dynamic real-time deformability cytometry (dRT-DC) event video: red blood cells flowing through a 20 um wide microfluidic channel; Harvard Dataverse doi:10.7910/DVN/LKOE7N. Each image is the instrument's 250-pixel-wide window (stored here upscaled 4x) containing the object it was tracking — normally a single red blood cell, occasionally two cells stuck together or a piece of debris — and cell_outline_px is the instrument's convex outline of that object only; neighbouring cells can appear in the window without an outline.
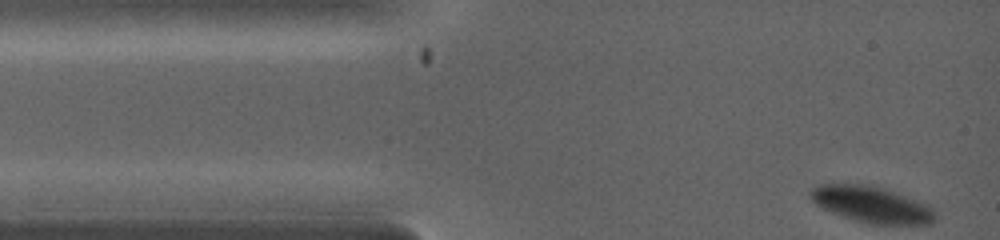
{"species": "common noctule bat (a hibernating species)", "species_latin": "Nyctalus noctula", "temperature_condition": "warm", "stored_images_in_passage": 21, "camera_frame_rate_fps": 5000, "um_per_image_px": 0.085, "animal": {"sex": "female", "body_mass_g": 19.0, "forearm_length_mm": 53.3}, "frame": {"image": 1, "passage_image": 1, "time_ms": 0.0, "image_size_px": [1000, 240], "cell_outline_px": [[936, 220], [932, 224], [868, 224], [832, 212], [816, 204], [812, 200], [808, 192], [816, 184], [832, 180], [868, 184], [928, 204], [936, 212]], "centroid_in_image_um": [74.01, 17.33], "position_along_channel_um": 11.0, "area_um2": 26.88}}
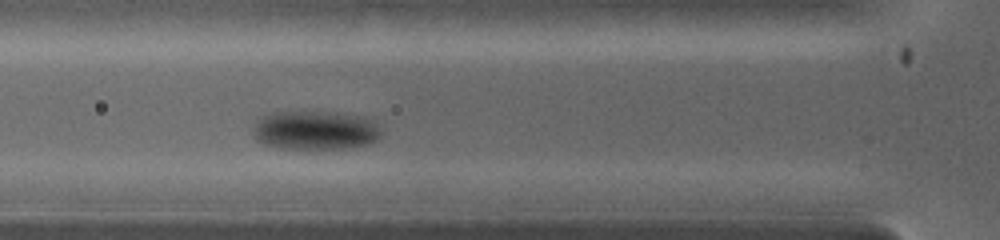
{"frame": {"image": 2, "passage_image": 9, "time_ms": 2.6, "image_size_px": [1000, 240], "cell_outline_px": [[380, 136], [376, 140], [364, 144], [348, 148], [280, 148], [264, 144], [256, 140], [252, 132], [256, 116], [268, 112], [336, 112], [360, 116], [372, 120], [380, 128]], "centroid_in_image_um": [26.7, 11.05], "position_along_channel_um": 99.1, "area_um2": 29.25}}
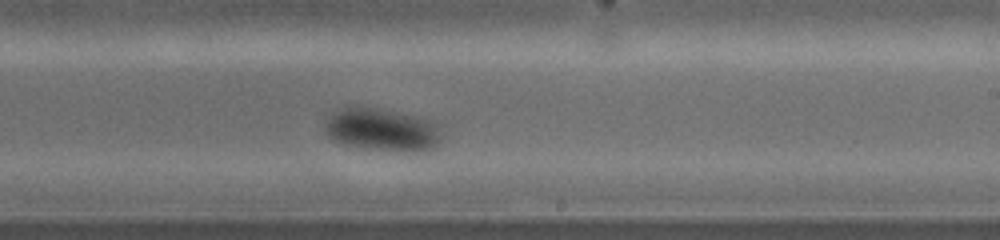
{"frame": {"image": 3, "passage_image": 21, "time_ms": 5.4, "image_size_px": [1000, 240], "cell_outline_px": [[440, 140], [432, 148], [364, 148], [344, 144], [332, 140], [324, 132], [324, 124], [336, 112], [344, 108], [372, 108], [416, 116], [436, 120], [440, 136]], "centroid_in_image_um": [32.43, 10.99], "position_along_channel_um": 256.6, "area_um2": 27.51}}